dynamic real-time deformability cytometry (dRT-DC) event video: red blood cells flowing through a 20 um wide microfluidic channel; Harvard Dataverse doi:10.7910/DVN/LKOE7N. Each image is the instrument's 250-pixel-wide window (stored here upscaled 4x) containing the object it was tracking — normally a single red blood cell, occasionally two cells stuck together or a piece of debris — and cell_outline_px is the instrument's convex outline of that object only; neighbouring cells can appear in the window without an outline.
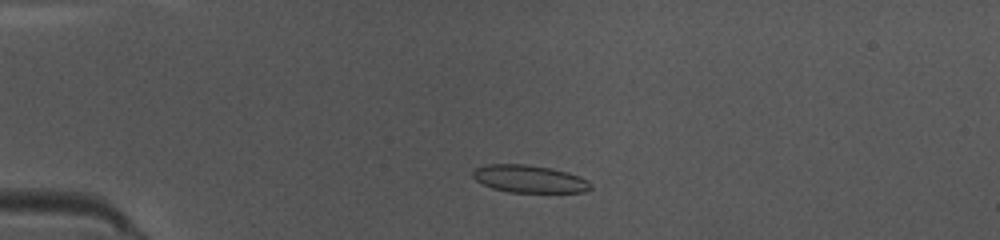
{"species": "common noctule bat (a hibernating species)", "species_latin": "Nyctalus noctula", "temperature_condition": "warm", "stored_images_in_passage": 50, "camera_frame_rate_fps": 3000, "um_per_image_px": 0.085, "animal": {"sex": "female", "body_mass_g": 10.0, "forearm_length_mm": 53.1}, "frame": {"image": 1, "passage_image": 13, "time_ms": 4.0, "image_size_px": [1000, 240], "cell_outline_px": [[592, 188], [584, 192], [508, 192], [492, 188], [476, 180], [472, 176], [472, 172], [476, 168], [488, 164], [524, 164], [552, 168], [568, 172], [580, 176], [588, 180], [592, 184]], "centroid_in_image_um": [45.02, 15.2], "position_along_channel_um": 40.0, "area_um2": 18.96}}
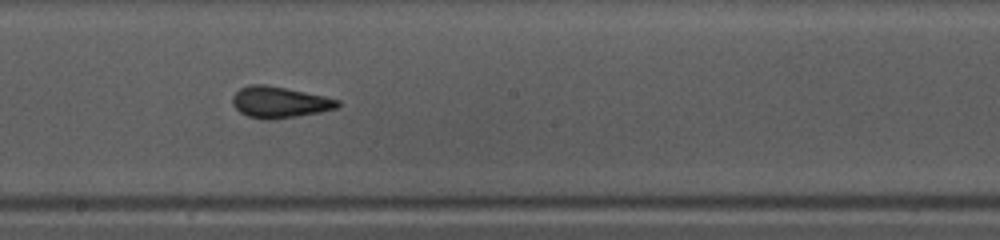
{"frame": {"image": 2, "passage_image": 29, "time_ms": 9.333, "image_size_px": [1000, 240], "cell_outline_px": [[340, 108], [320, 112], [272, 120], [264, 120], [248, 116], [240, 112], [232, 104], [232, 96], [240, 88], [252, 84], [264, 84], [324, 96], [340, 100]], "centroid_in_image_um": [23.76, 8.7], "position_along_channel_um": 224.4, "area_um2": 19.13}}
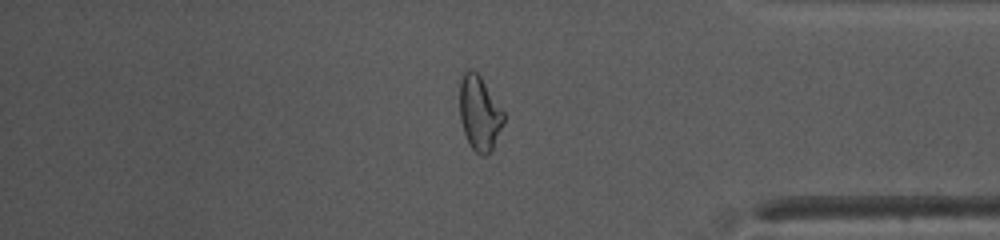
{"frame": {"image": 3, "passage_image": 43, "time_ms": 14.0, "image_size_px": [1000, 240], "cell_outline_px": [[504, 124], [492, 148], [484, 156], [480, 156], [472, 148], [464, 132], [460, 120], [460, 80], [464, 72], [468, 68], [472, 68], [480, 76], [504, 112]], "centroid_in_image_um": [40.75, 9.6], "position_along_channel_um": 394.5, "area_um2": 18.96}}